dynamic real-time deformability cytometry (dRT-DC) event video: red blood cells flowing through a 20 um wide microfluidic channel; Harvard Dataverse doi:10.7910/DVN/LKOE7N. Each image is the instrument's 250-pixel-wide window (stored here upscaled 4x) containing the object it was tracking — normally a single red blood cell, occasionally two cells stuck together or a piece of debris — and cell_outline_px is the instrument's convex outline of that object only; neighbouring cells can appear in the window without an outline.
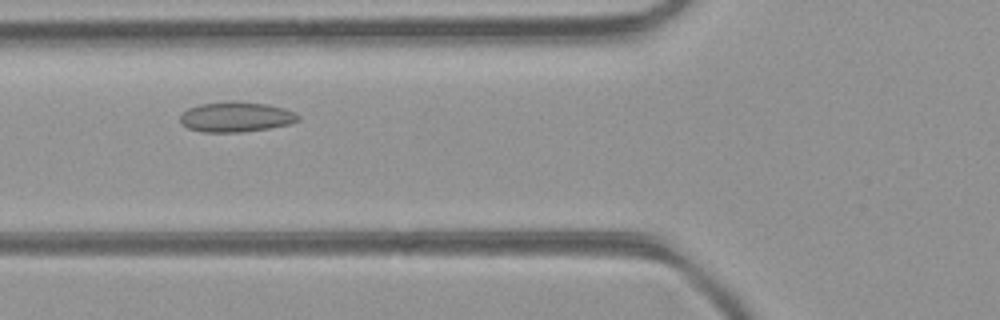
{"species": "common noctule bat (a hibernating species)", "species_latin": "Nyctalus noctula", "temperature_condition": "room temperature", "stored_images_in_passage": 29, "camera_frame_rate_fps": 3000, "um_per_image_px": 0.085, "animal": {"sex": "female", "body_mass_g": 21.9}, "frame": {"image": 1, "passage_image": 6, "time_ms": 1.667, "image_size_px": [1000, 320], "cell_outline_px": [[300, 120], [288, 124], [268, 128], [240, 132], [204, 132], [188, 128], [180, 124], [180, 116], [188, 108], [200, 104], [268, 104], [284, 108], [296, 112], [300, 116]], "centroid_in_image_um": [20.08, 9.98], "position_along_channel_um": 105.7, "area_um2": 19.88}}
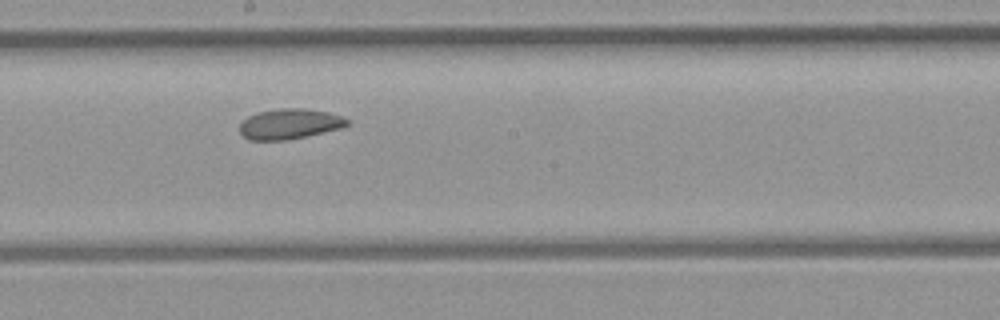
{"frame": {"image": 2, "passage_image": 14, "time_ms": 4.333, "image_size_px": [1000, 320], "cell_outline_px": [[348, 124], [340, 128], [288, 140], [248, 140], [240, 132], [240, 124], [248, 116], [256, 112], [276, 108], [304, 108], [328, 112], [340, 116], [348, 120]], "centroid_in_image_um": [24.57, 10.52], "position_along_channel_um": 223.6, "area_um2": 18.9}}
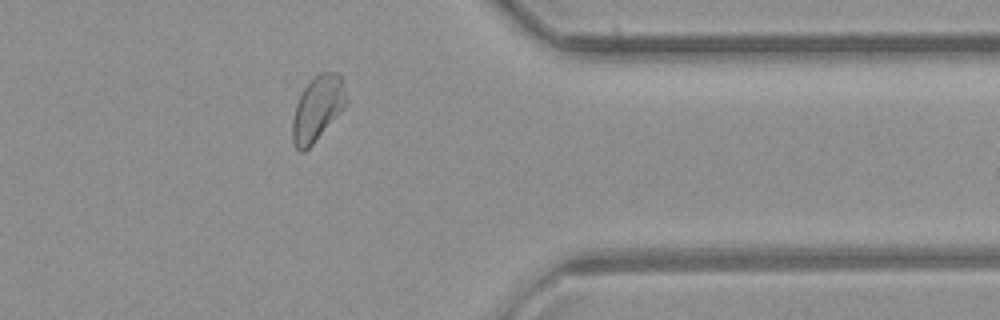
{"frame": {"image": 3, "passage_image": 26, "time_ms": 8.333, "image_size_px": [1000, 320], "cell_outline_px": [[348, 104], [312, 144], [304, 152], [300, 152], [296, 148], [292, 140], [292, 120], [296, 104], [304, 88], [320, 72], [336, 72], [340, 76], [348, 100]], "centroid_in_image_um": [26.99, 9.23], "position_along_channel_um": 384.4, "area_um2": 20.11}, "authors_computed_cell_mechanics": {"area_um2": 19.7098, "velocity_mm_per_s": 4.4047, "shape_relaxation_time_tau1_ms": null, "shape_relaxation_time_tau2_ms": 3.9282, "deformation_change_tau1": null, "deformation_change_tau2": 0.0809}}